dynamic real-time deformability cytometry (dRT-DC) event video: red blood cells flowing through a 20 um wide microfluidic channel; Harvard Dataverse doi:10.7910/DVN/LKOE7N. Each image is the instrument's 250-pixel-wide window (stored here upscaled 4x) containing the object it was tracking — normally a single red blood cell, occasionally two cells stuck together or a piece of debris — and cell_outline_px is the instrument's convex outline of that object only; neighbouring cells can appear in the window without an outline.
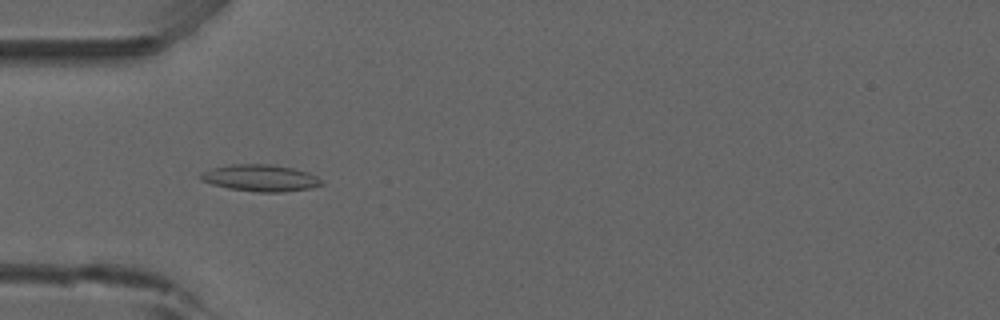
{"species": "common noctule bat (a hibernating species)", "species_latin": "Nyctalus noctula", "temperature_condition": "room temperature", "stored_images_in_passage": 52, "camera_frame_rate_fps": 3000, "um_per_image_px": 0.085, "animal": {"sex": "male", "forearm_length_mm": 52.5}, "frame": {"image": 1, "passage_image": 16, "time_ms": 5.0, "image_size_px": [1000, 320], "cell_outline_px": [[324, 184], [312, 188], [284, 192], [260, 192], [228, 188], [212, 184], [200, 180], [200, 172], [212, 168], [232, 164], [272, 164], [292, 168], [308, 172], [324, 180]], "centroid_in_image_um": [22.16, 15.13], "position_along_channel_um": 62.8, "area_um2": 18.96}}
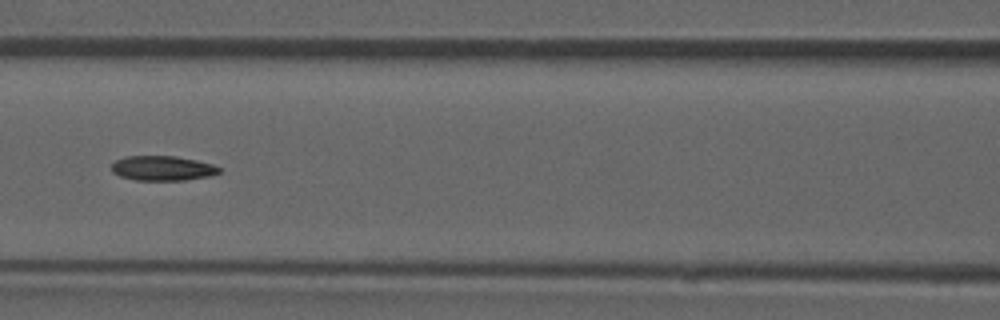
{"frame": {"image": 2, "passage_image": 23, "time_ms": 7.333, "image_size_px": [1000, 320], "cell_outline_px": [[220, 172], [208, 176], [184, 180], [136, 180], [120, 176], [112, 172], [112, 164], [116, 160], [128, 156], [176, 156], [196, 160], [212, 164], [220, 168]], "centroid_in_image_um": [13.8, 14.3], "position_along_channel_um": 152.8, "area_um2": 15.37}, "authors_computed_cell_mechanics": {"area_um2": 16.0395, "velocity_mm_per_s": 3.899, "shape_relaxation_time_tau1_ms": null, "shape_relaxation_time_tau2_ms": 3.4042, "deformation_change_tau1": null, "deformation_change_tau2": 0.097}}